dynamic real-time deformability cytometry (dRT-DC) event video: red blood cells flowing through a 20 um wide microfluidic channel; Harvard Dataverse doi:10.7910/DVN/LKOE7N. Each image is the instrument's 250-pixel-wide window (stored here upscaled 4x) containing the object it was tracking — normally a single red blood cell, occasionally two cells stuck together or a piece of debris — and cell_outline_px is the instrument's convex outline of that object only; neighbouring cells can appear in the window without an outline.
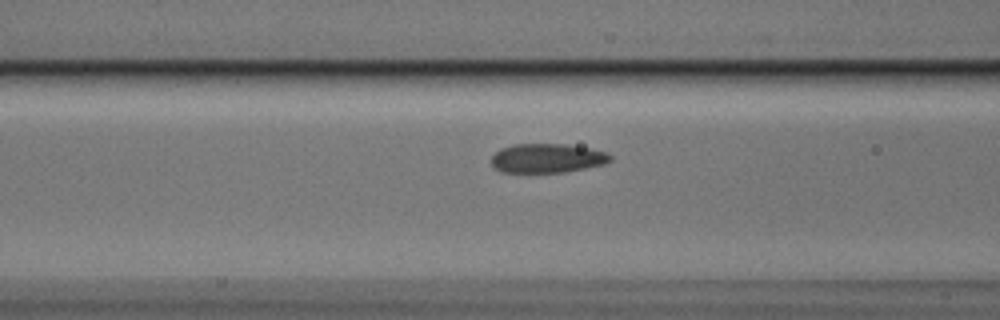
{"species": "Egyptian fruit bat (a non-hibernating species)", "species_latin": "Rousettus aegyptiacus", "temperature_condition": "cold", "stored_images_in_passage": 38, "camera_frame_rate_fps": 3000, "um_per_image_px": 0.085, "animal": {"sex": "male"}, "frame": {"image": 1, "passage_image": 15, "time_ms": 4.667, "image_size_px": [1000, 320], "cell_outline_px": [[612, 160], [604, 164], [564, 172], [500, 172], [492, 164], [492, 156], [500, 148], [512, 144], [568, 144], [592, 148], [608, 152], [612, 156]], "centroid_in_image_um": [46.54, 13.43], "position_along_channel_um": 120.1, "area_um2": 20.35}}
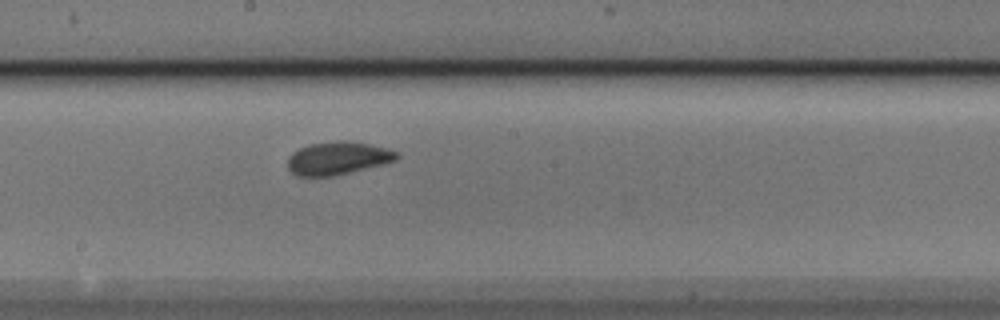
{"frame": {"image": 2, "passage_image": 23, "time_ms": 7.333, "image_size_px": [1000, 320], "cell_outline_px": [[400, 156], [396, 160], [384, 164], [332, 176], [296, 176], [288, 168], [288, 156], [292, 152], [308, 144], [340, 140], [344, 140], [368, 144], [400, 152]], "centroid_in_image_um": [28.7, 13.44], "position_along_channel_um": 219.5, "area_um2": 20.92}}
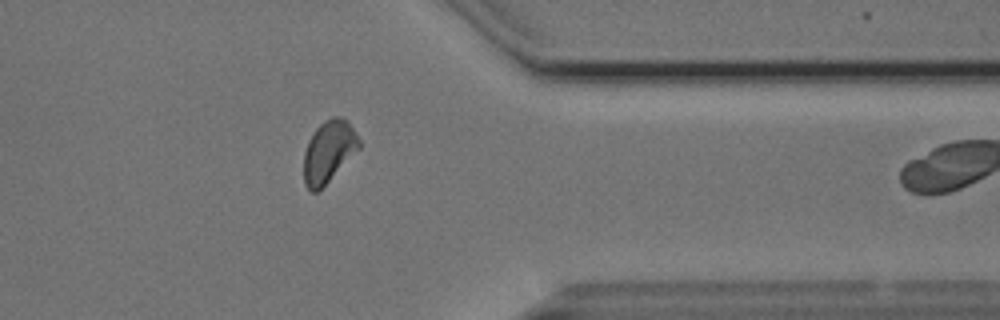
{"frame": {"image": 3, "passage_image": 37, "time_ms": 12.0, "image_size_px": [1000, 320], "cell_outline_px": [[360, 148], [316, 192], [312, 192], [304, 184], [304, 152], [308, 140], [316, 128], [324, 120], [332, 116], [340, 116], [348, 120], [356, 132], [360, 140]], "centroid_in_image_um": [27.94, 12.82], "position_along_channel_um": 383.5, "area_um2": 19.77}}